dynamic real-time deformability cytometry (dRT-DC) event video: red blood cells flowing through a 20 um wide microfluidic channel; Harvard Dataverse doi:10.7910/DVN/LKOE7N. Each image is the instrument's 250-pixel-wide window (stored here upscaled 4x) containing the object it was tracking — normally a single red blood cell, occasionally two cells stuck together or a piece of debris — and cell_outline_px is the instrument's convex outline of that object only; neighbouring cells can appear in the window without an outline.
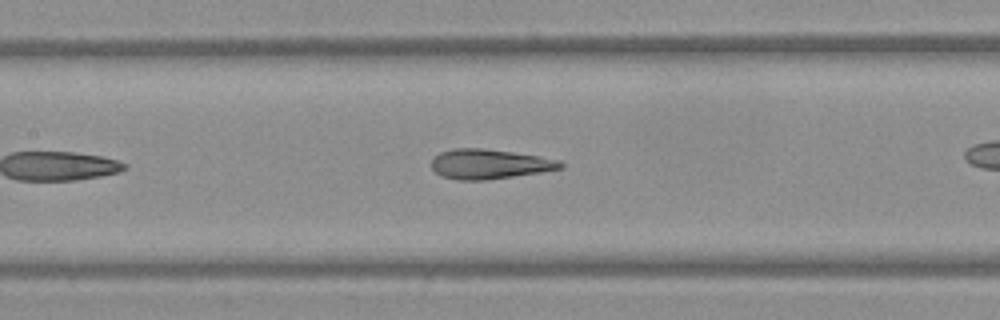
{"species": "Egyptian fruit bat (a non-hibernating species)", "species_latin": "Rousettus aegyptiacus", "temperature_condition": "warm", "stored_images_in_passage": 16, "camera_frame_rate_fps": 3000, "um_per_image_px": 0.085, "frame": {"image": 1, "passage_image": 12, "time_ms": 3.667, "image_size_px": [1000, 320], "cell_outline_px": [[564, 168], [540, 172], [484, 180], [456, 180], [444, 176], [436, 172], [432, 168], [432, 160], [440, 152], [452, 148], [484, 148], [540, 156], [560, 160], [564, 164]], "centroid_in_image_um": [41.62, 13.93], "position_along_channel_um": 165.8, "area_um2": 22.25}}